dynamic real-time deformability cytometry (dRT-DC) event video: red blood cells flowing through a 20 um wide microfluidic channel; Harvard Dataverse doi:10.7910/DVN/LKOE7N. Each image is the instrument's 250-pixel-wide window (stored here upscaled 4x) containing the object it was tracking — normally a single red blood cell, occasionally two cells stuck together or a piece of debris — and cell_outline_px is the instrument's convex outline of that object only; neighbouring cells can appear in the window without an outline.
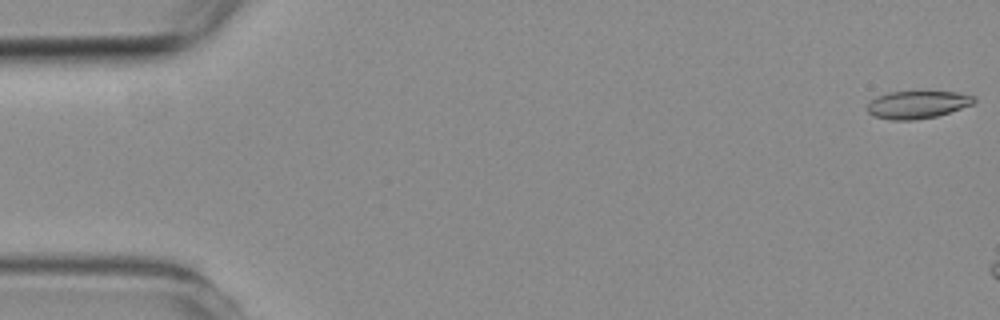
{"species": "common noctule bat (a hibernating species)", "species_latin": "Nyctalus noctula", "temperature_condition": "room temperature", "stored_images_in_passage": 4, "camera_frame_rate_fps": 3000, "um_per_image_px": 0.085, "animal": {"sex": "female", "body_mass_g": 19.3, "forearm_length_mm": 54.1}, "frame": {"image": 1, "passage_image": 1, "time_ms": 0.0, "image_size_px": [1000, 320], "cell_outline_px": [[976, 100], [972, 104], [936, 116], [916, 120], [892, 120], [872, 116], [868, 112], [868, 104], [876, 96], [888, 92], [956, 92], [976, 96]], "centroid_in_image_um": [77.96, 8.89], "position_along_channel_um": 7.0, "area_um2": 17.05}}